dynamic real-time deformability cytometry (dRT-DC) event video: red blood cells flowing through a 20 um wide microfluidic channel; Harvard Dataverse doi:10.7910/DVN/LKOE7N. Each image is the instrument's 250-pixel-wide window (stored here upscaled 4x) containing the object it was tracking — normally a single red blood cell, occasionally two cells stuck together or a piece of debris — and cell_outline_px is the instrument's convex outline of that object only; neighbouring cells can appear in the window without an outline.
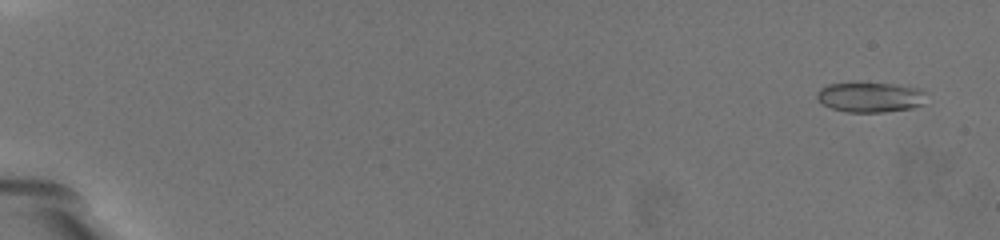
{"species": "common noctule bat (a hibernating species)", "species_latin": "Nyctalus noctula", "temperature_condition": "warm", "stored_images_in_passage": 67, "camera_frame_rate_fps": 3000, "um_per_image_px": 0.085, "animal": {"sex": "female", "body_mass_g": 19.5, "forearm_length_mm": 54.1}, "frame": {"image": 1, "passage_image": 4, "time_ms": 1.0, "image_size_px": [1000, 240], "cell_outline_px": [[924, 104], [912, 108], [884, 112], [848, 112], [832, 108], [824, 104], [816, 96], [816, 92], [820, 88], [828, 84], [892, 84], [920, 88], [924, 92]], "centroid_in_image_um": [73.99, 8.27], "position_along_channel_um": 11.0, "area_um2": 18.79}}
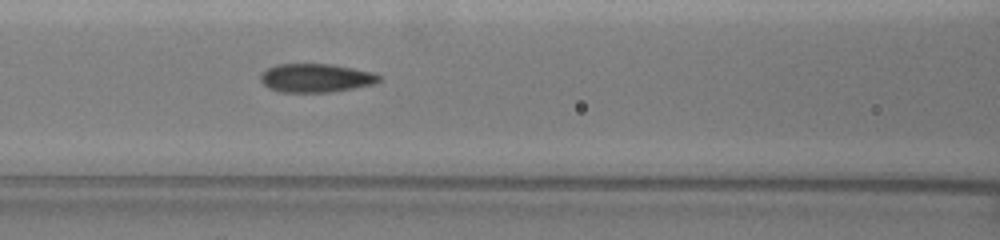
{"frame": {"image": 2, "passage_image": 33, "time_ms": 10.667, "image_size_px": [1000, 240], "cell_outline_px": [[380, 80], [372, 84], [332, 92], [280, 92], [268, 88], [260, 80], [260, 76], [268, 68], [276, 64], [332, 64], [372, 72], [380, 76]], "centroid_in_image_um": [26.82, 6.63], "position_along_channel_um": 139.8, "area_um2": 19.59}}
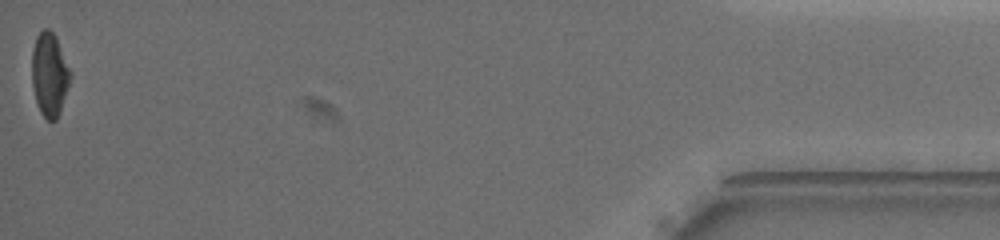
{"frame": {"image": 3, "passage_image": 67, "time_ms": 22.0, "image_size_px": [1000, 240], "cell_outline_px": [[72, 76], [60, 112], [56, 120], [48, 120], [40, 112], [36, 100], [32, 84], [32, 48], [36, 36], [44, 28], [48, 28], [56, 36], [72, 72]], "centroid_in_image_um": [4.22, 6.3], "position_along_channel_um": 431.0, "area_um2": 18.9}, "authors_computed_cell_mechanics": {"area_um2": 19.4786, "velocity_mm_per_s": 3.2998, "shape_relaxation_time_tau1_ms": null, "shape_relaxation_time_tau2_ms": 1.3645, "deformation_change_tau1": null, "deformation_change_tau2": 0.0795}}